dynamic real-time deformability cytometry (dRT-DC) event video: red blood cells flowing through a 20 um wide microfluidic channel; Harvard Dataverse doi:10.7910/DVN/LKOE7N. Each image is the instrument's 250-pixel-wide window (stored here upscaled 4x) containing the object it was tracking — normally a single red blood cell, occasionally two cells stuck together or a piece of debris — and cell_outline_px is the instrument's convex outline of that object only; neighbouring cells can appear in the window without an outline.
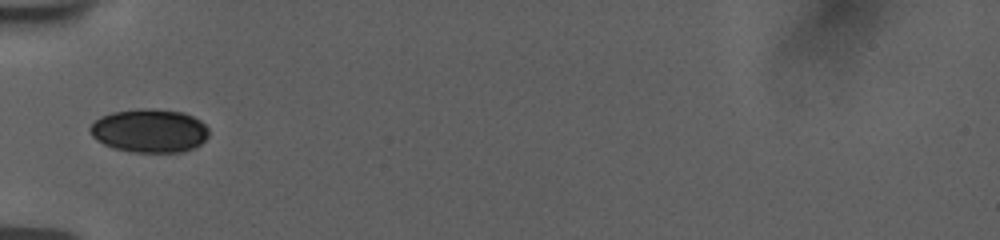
{"species": "human", "species_latin": "Homo sapiens", "temperature_condition": "room temperature", "stored_images_in_passage": 36, "camera_frame_rate_fps": 3000, "um_per_image_px": 0.085, "donor": {"sex": "female"}, "frame": {"image": 1, "passage_image": 1, "time_ms": 0.0, "image_size_px": [1000, 240], "cell_outline_px": [[208, 136], [200, 144], [192, 148], [180, 152], [132, 152], [112, 148], [96, 140], [92, 136], [88, 128], [100, 116], [112, 112], [140, 108], [144, 108], [184, 112], [200, 120], [208, 128]], "centroid_in_image_um": [12.68, 11.11], "position_along_channel_um": 72.3, "area_um2": 30.17}}
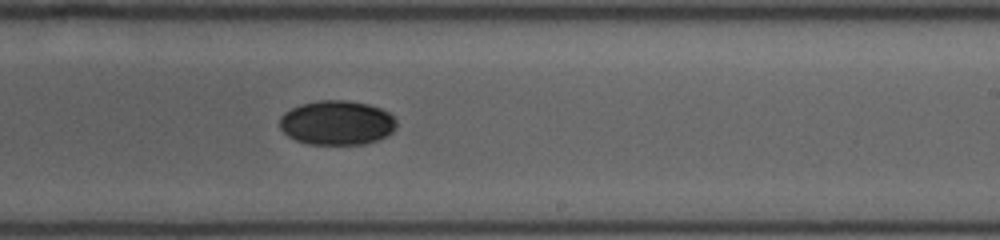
{"frame": {"image": 2, "passage_image": 16, "time_ms": 5.0, "image_size_px": [1000, 240], "cell_outline_px": [[396, 128], [392, 132], [380, 140], [364, 144], [308, 144], [296, 140], [288, 136], [280, 128], [280, 116], [284, 112], [300, 104], [316, 100], [344, 100], [368, 104], [380, 108], [388, 112], [396, 120]], "centroid_in_image_um": [28.63, 10.43], "position_along_channel_um": 260.4, "area_um2": 30.4}}
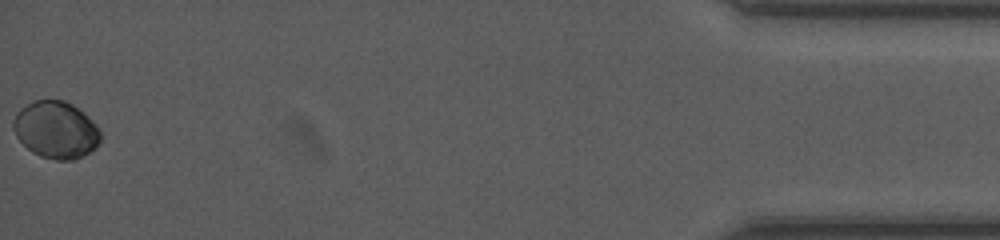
{"frame": {"image": 3, "passage_image": 36, "time_ms": 11.667, "image_size_px": [1000, 240], "cell_outline_px": [[100, 140], [88, 152], [76, 160], [56, 160], [40, 156], [32, 152], [16, 136], [12, 128], [12, 120], [16, 112], [20, 108], [36, 100], [64, 100], [72, 104], [88, 116], [100, 128]], "centroid_in_image_um": [4.73, 11.03], "position_along_channel_um": 430.5, "area_um2": 28.96}}